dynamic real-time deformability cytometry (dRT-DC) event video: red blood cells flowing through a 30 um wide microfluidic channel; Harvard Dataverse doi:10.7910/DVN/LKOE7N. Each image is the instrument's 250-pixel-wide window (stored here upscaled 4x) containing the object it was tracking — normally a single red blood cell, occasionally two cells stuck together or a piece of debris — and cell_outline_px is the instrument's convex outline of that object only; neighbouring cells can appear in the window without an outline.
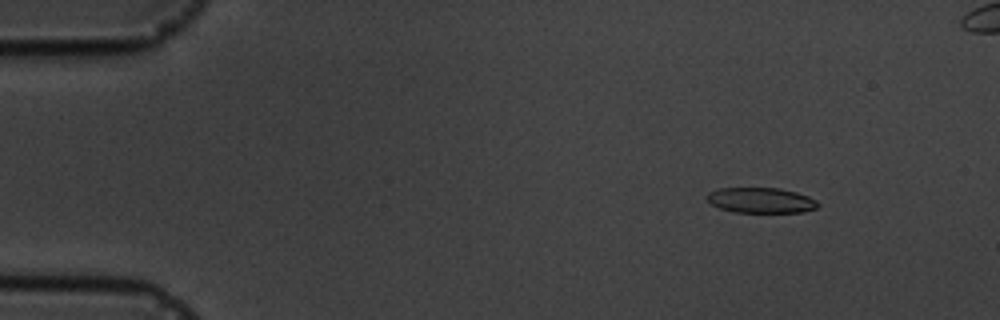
{"species": "common noctule bat (a hibernating species)", "species_latin": "Nyctalus noctula", "temperature_condition": "cold", "stored_images_in_passage": 3, "camera_frame_rate_fps": 3000, "um_per_image_px": 0.085, "animal": {"sex": "male", "body_mass_g": 19.5, "forearm_length_mm": 54.6}, "frame": {"image": 1, "passage_image": 3, "time_ms": 3.333, "image_size_px": [1000, 320], "cell_outline_px": [[820, 204], [816, 208], [804, 212], [736, 212], [720, 208], [712, 204], [708, 200], [708, 192], [720, 188], [780, 188], [796, 192], [808, 196], [816, 200]], "centroid_in_image_um": [64.71, 17.02], "position_along_channel_um": 20.3, "area_um2": 16.3}}